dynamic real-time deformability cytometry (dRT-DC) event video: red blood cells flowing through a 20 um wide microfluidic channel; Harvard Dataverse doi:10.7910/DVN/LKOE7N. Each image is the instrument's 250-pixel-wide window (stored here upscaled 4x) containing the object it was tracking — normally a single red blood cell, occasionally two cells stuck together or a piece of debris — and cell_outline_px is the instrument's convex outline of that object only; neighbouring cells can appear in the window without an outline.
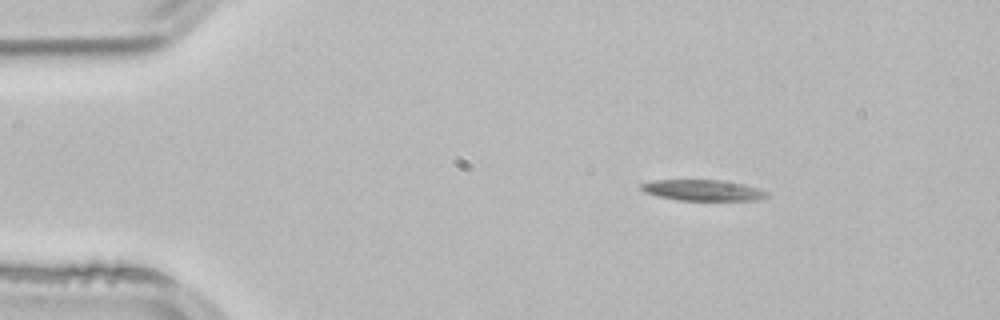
{"species": "common noctule bat (a hibernating species)", "species_latin": "Nyctalus noctula", "temperature_condition": "room temperature", "stored_images_in_passage": 4, "camera_frame_rate_fps": 3000, "um_per_image_px": 0.085, "animal": {"sex": "male", "body_mass_g": 21.5, "forearm_length_mm": 52.0}, "frame": {"image": 1, "passage_image": 2, "time_ms": 0.333, "image_size_px": [1000, 320], "cell_outline_px": [[768, 196], [760, 200], [676, 200], [656, 196], [644, 192], [640, 188], [640, 184], [656, 180], [720, 180], [740, 184], [756, 188], [768, 192]], "centroid_in_image_um": [59.7, 16.18], "position_along_channel_um": 25.3, "area_um2": 15.2}}
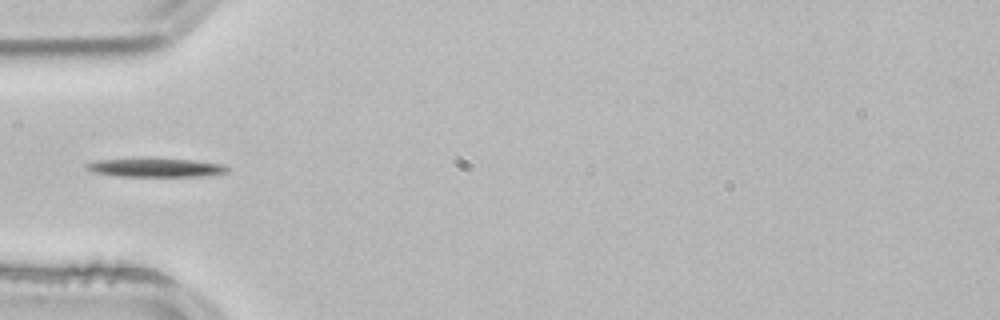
{"frame": {"image": 2, "passage_image": 4, "time_ms": 1.0, "image_size_px": [1000, 320], "cell_outline_px": [[228, 172], [208, 176], [116, 176], [92, 172], [84, 168], [84, 164], [100, 160], [192, 160], [224, 164], [228, 168]], "centroid_in_image_um": [13.27, 14.28], "position_along_channel_um": 71.7, "area_um2": 14.8}}